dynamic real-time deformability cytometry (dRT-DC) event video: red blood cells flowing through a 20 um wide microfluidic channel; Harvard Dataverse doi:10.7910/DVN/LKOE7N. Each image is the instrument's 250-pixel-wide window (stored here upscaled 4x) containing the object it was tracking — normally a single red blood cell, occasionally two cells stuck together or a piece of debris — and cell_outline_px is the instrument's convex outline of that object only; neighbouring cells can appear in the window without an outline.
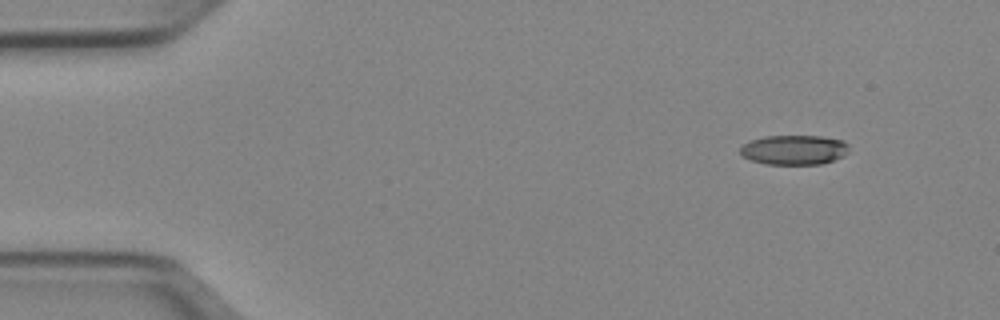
{"species": "Egyptian fruit bat (a non-hibernating species)", "species_latin": "Rousettus aegyptiacus", "temperature_condition": "cold", "stored_images_in_passage": 47, "camera_frame_rate_fps": 3000, "um_per_image_px": 0.085, "animal": {"sex": "female"}, "frame": {"image": 1, "passage_image": 1, "time_ms": 0.0, "image_size_px": [1000, 320], "cell_outline_px": [[848, 152], [844, 156], [820, 164], [764, 164], [740, 156], [740, 148], [744, 144], [752, 140], [764, 136], [820, 136], [844, 140], [848, 144]], "centroid_in_image_um": [67.5, 12.73], "position_along_channel_um": 17.5, "area_um2": 18.84}}
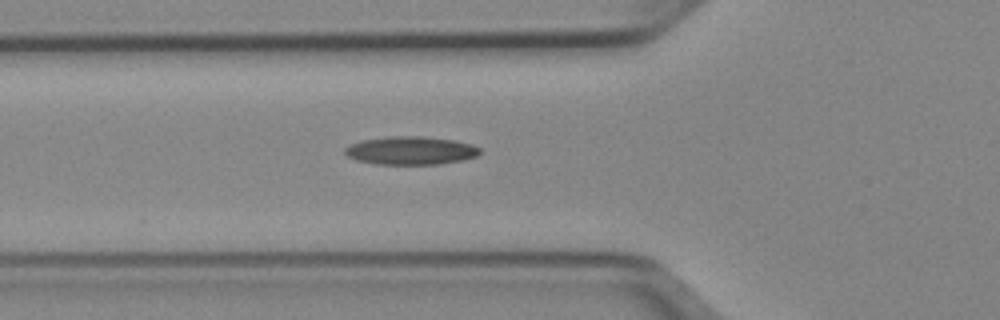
{"frame": {"image": 2, "passage_image": 14, "time_ms": 4.333, "image_size_px": [1000, 320], "cell_outline_px": [[480, 152], [476, 156], [464, 160], [436, 164], [376, 164], [356, 160], [348, 156], [344, 152], [344, 148], [360, 140], [388, 136], [420, 136], [452, 140], [472, 144], [480, 148]], "centroid_in_image_um": [34.89, 12.79], "position_along_channel_um": 90.9, "area_um2": 22.14}}
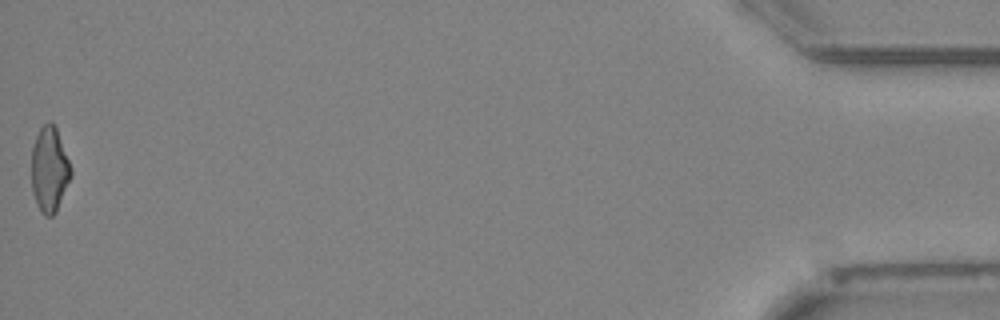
{"frame": {"image": 3, "passage_image": 47, "time_ms": 15.333, "image_size_px": [1000, 320], "cell_outline_px": [[72, 176], [56, 212], [52, 216], [44, 216], [40, 212], [36, 204], [32, 192], [32, 148], [36, 136], [40, 128], [48, 120], [56, 128], [72, 168]], "centroid_in_image_um": [4.21, 14.44], "position_along_channel_um": 431.0, "area_um2": 19.65}, "authors_computed_cell_mechanics": {"area_um2": 20.4034, "velocity_mm_per_s": 3.9824, "shape_relaxation_time_tau1_ms": null, "shape_relaxation_time_tau2_ms": 2.6445, "deformation_change_tau1": null, "deformation_change_tau2": 0.1116}}